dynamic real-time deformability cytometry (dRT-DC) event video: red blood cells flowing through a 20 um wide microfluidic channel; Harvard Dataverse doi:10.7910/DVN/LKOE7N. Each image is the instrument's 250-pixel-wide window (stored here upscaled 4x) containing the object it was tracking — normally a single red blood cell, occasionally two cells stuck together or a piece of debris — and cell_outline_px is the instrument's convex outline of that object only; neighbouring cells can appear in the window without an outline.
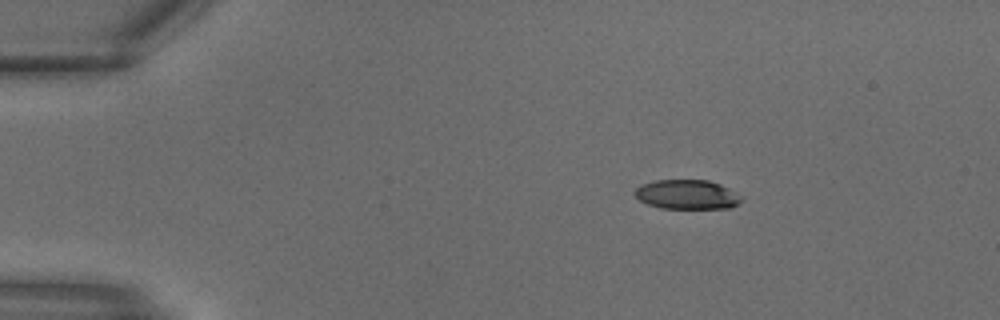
{"species": "common noctule bat (a hibernating species)", "species_latin": "Nyctalus noctula", "temperature_condition": "warm", "stored_images_in_passage": 26, "camera_frame_rate_fps": 3000, "um_per_image_px": 0.085, "animal": {"sex": "male", "body_mass_g": 18.8}, "frame": {"image": 1, "passage_image": 1, "time_ms": 0.0, "image_size_px": [1000, 320], "cell_outline_px": [[740, 200], [736, 204], [728, 208], [660, 208], [648, 204], [640, 200], [632, 192], [636, 188], [644, 184], [656, 180], [708, 180], [720, 184], [728, 188], [740, 196]], "centroid_in_image_um": [58.36, 16.53], "position_along_channel_um": 26.6, "area_um2": 17.98}}
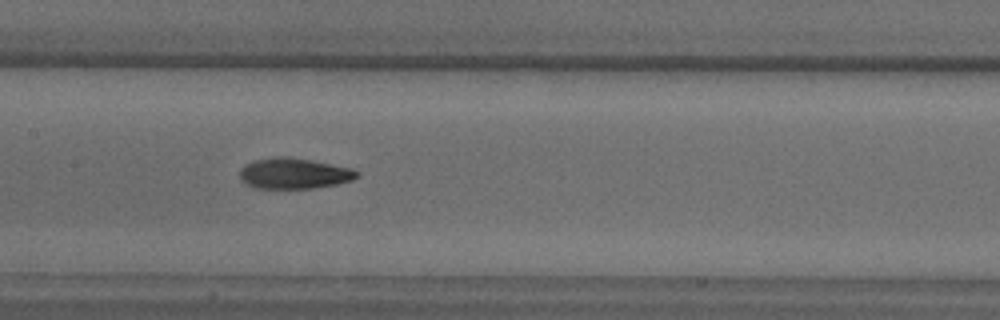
{"frame": {"image": 2, "passage_image": 11, "time_ms": 3.333, "image_size_px": [1000, 320], "cell_outline_px": [[360, 176], [352, 180], [336, 184], [312, 188], [256, 188], [240, 180], [240, 168], [244, 164], [256, 160], [272, 156], [288, 156], [312, 160], [352, 168], [360, 172]], "centroid_in_image_um": [25.0, 14.72], "position_along_channel_um": 182.4, "area_um2": 21.15}}
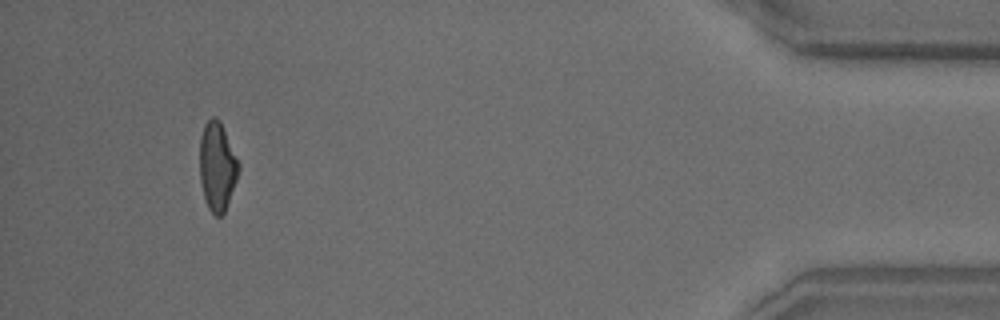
{"frame": {"image": 3, "passage_image": 24, "time_ms": 7.667, "image_size_px": [1000, 320], "cell_outline_px": [[240, 168], [236, 180], [224, 212], [220, 216], [216, 216], [208, 208], [204, 196], [200, 180], [200, 136], [204, 124], [212, 116], [216, 116], [220, 120], [240, 164]], "centroid_in_image_um": [18.46, 14.1], "position_along_channel_um": 416.7, "area_um2": 20.0}}